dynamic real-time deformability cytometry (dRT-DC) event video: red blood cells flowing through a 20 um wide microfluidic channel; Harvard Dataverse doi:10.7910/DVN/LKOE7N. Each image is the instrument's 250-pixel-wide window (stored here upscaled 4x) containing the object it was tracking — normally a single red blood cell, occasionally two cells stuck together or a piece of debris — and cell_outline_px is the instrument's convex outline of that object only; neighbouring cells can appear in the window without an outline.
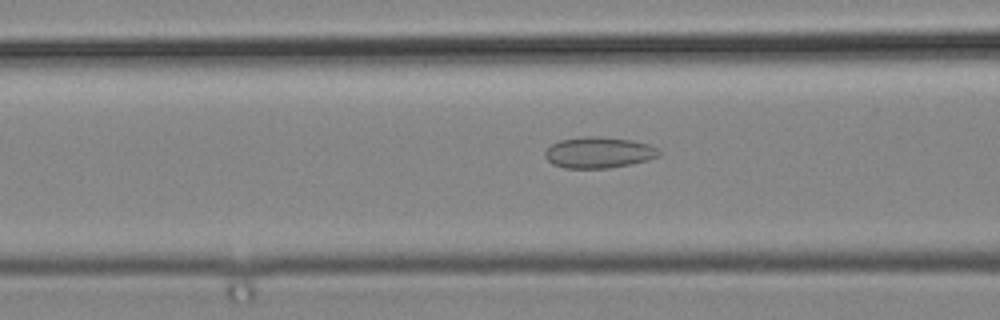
{"species": "common noctule bat (a hibernating species)", "species_latin": "Nyctalus noctula", "temperature_condition": "cold", "stored_images_in_passage": 35, "camera_frame_rate_fps": 3000, "um_per_image_px": 0.085, "animal": {"sex": "male", "body_mass_g": 19.2, "forearm_length_mm": 51.8}, "frame": {"image": 1, "passage_image": 5, "time_ms": 1.333, "image_size_px": [1000, 320], "cell_outline_px": [[660, 156], [648, 160], [632, 164], [608, 168], [564, 168], [552, 164], [544, 156], [544, 152], [552, 144], [560, 140], [580, 136], [600, 136], [632, 140], [648, 144], [656, 148], [660, 152]], "centroid_in_image_um": [50.88, 12.96], "position_along_channel_um": 115.7, "area_um2": 20.81}}
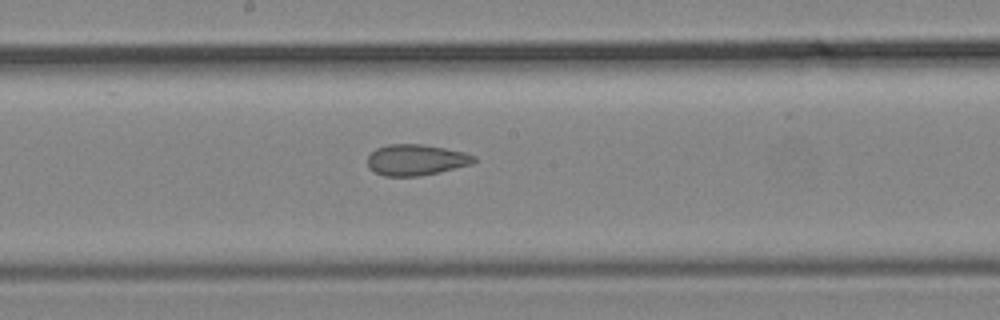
{"frame": {"image": 2, "passage_image": 12, "time_ms": 3.667, "image_size_px": [1000, 320], "cell_outline_px": [[476, 160], [472, 164], [440, 172], [420, 176], [384, 176], [368, 168], [368, 156], [376, 148], [388, 144], [420, 144], [444, 148], [464, 152], [476, 156]], "centroid_in_image_um": [35.36, 13.59], "position_along_channel_um": 212.8, "area_um2": 19.25}}
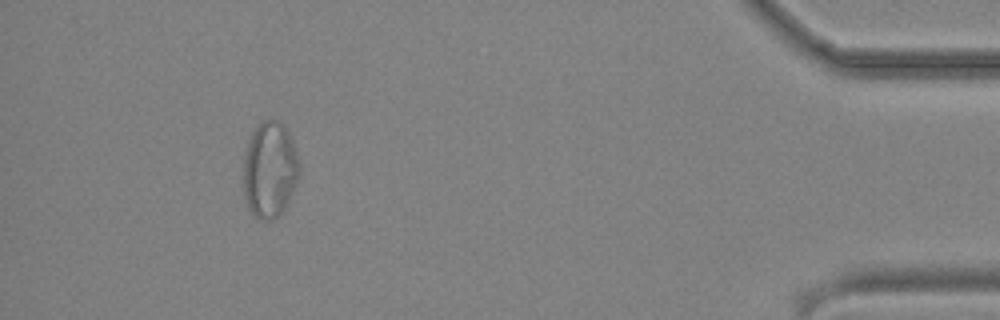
{"frame": {"image": 3, "passage_image": 31, "time_ms": 10.0, "image_size_px": [1000, 320], "cell_outline_px": [[300, 176], [284, 208], [272, 220], [260, 220], [252, 216], [248, 208], [244, 196], [244, 152], [252, 132], [256, 124], [260, 120], [276, 120], [288, 132], [292, 140], [300, 160]], "centroid_in_image_um": [22.92, 14.43], "position_along_channel_um": 412.3, "area_um2": 31.56}}